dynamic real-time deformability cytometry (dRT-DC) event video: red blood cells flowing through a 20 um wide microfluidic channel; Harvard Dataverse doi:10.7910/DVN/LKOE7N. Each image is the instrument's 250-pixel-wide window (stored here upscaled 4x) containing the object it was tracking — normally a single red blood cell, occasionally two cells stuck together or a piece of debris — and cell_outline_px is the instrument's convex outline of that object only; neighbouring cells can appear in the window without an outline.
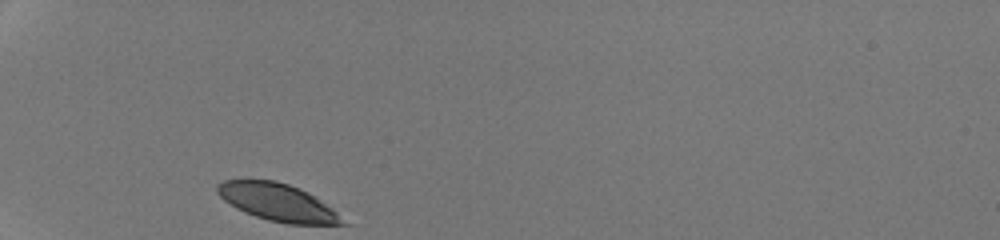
{"species": "human", "species_latin": "Homo sapiens", "temperature_condition": "room temperature", "stored_images_in_passage": 27, "camera_frame_rate_fps": 3000, "um_per_image_px": 0.085, "donor": {"sex": "male"}, "frame": {"image": 1, "passage_image": 1, "time_ms": 0.0, "image_size_px": [1000, 240], "cell_outline_px": [[352, 224], [288, 224], [268, 220], [244, 212], [236, 208], [224, 200], [216, 192], [216, 184], [224, 180], [276, 180], [288, 184], [308, 192], [320, 200]], "centroid_in_image_um": [23.6, 17.2], "position_along_channel_um": 61.4, "area_um2": 27.17}}
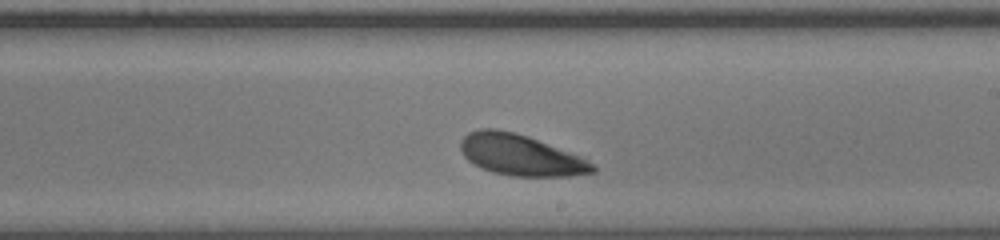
{"frame": {"image": 2, "passage_image": 16, "time_ms": 5.0, "image_size_px": [1000, 240], "cell_outline_px": [[596, 172], [572, 176], [512, 176], [492, 172], [468, 160], [464, 156], [460, 148], [460, 140], [468, 132], [480, 128], [496, 128], [528, 136], [580, 156], [596, 164]], "centroid_in_image_um": [44.26, 13.18], "position_along_channel_um": 244.7, "area_um2": 31.56}}
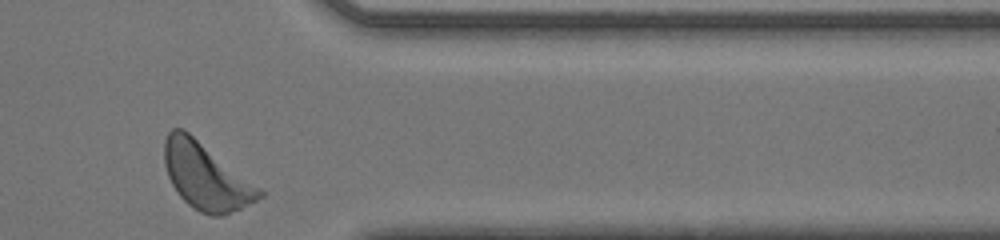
{"frame": {"image": 3, "passage_image": 27, "time_ms": 8.667, "image_size_px": [1000, 240], "cell_outline_px": [[264, 196], [224, 216], [212, 216], [200, 212], [188, 204], [176, 192], [168, 176], [164, 164], [164, 140], [168, 132], [172, 128], [184, 128], [260, 188], [264, 192]], "centroid_in_image_um": [17.47, 14.98], "position_along_channel_um": 393.9, "area_um2": 36.53}, "authors_computed_cell_mechanics": {"area_um2": 31.6744, "velocity_mm_per_s": 4.1811, "shape_relaxation_time_tau1_ms": 1.4795, "shape_relaxation_time_tau2_ms": null, "deformation_change_tau1": 0.1294, "deformation_change_tau2": null}}